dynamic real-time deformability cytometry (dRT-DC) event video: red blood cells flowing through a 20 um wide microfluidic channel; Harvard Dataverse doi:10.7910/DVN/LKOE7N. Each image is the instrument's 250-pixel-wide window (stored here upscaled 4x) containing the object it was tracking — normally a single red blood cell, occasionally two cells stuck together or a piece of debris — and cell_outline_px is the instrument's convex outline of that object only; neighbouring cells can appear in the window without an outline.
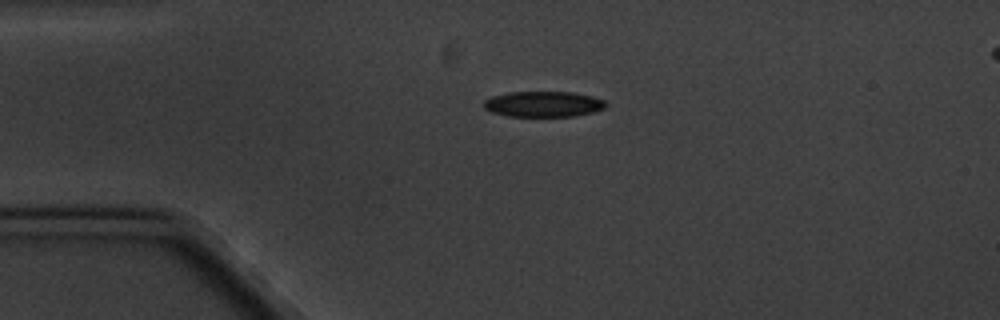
{"species": "common noctule bat (a hibernating species)", "species_latin": "Nyctalus noctula", "temperature_condition": "cold", "stored_images_in_passage": 4, "camera_frame_rate_fps": 3000, "um_per_image_px": 0.085, "animal": {"sex": "male", "body_mass_g": 20.1, "forearm_length_mm": 53.5}, "frame": {"image": 1, "passage_image": 3, "time_ms": 2.333, "image_size_px": [1000, 320], "cell_outline_px": [[604, 108], [592, 112], [576, 116], [508, 116], [492, 112], [484, 108], [484, 100], [492, 96], [508, 92], [572, 92], [592, 96], [604, 100]], "centroid_in_image_um": [46.16, 8.84], "position_along_channel_um": 38.8, "area_um2": 18.09}}